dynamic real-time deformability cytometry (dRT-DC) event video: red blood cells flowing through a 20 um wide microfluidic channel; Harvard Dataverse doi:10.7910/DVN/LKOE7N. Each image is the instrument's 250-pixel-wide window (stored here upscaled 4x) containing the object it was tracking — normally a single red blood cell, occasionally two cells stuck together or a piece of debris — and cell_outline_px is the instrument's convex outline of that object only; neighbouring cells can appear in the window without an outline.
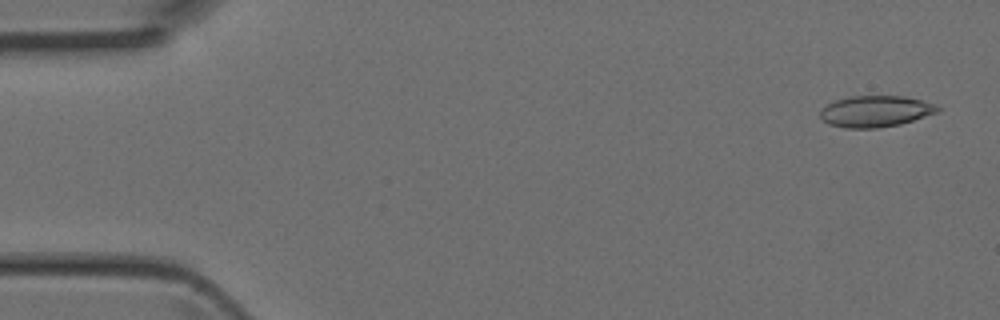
{"species": "Egyptian fruit bat (a non-hibernating species)", "species_latin": "Rousettus aegyptiacus", "temperature_condition": "room temperature", "stored_images_in_passage": 3, "camera_frame_rate_fps": 3000, "um_per_image_px": 0.085, "animal": {"sex": "female"}, "frame": {"image": 1, "passage_image": 1, "time_ms": 0.0, "image_size_px": [1000, 320], "cell_outline_px": [[940, 112], [900, 124], [876, 128], [848, 128], [828, 124], [820, 116], [820, 112], [828, 104], [836, 100], [848, 96], [904, 96], [936, 104], [940, 108]], "centroid_in_image_um": [74.45, 9.46], "position_along_channel_um": 10.6, "area_um2": 21.33}}
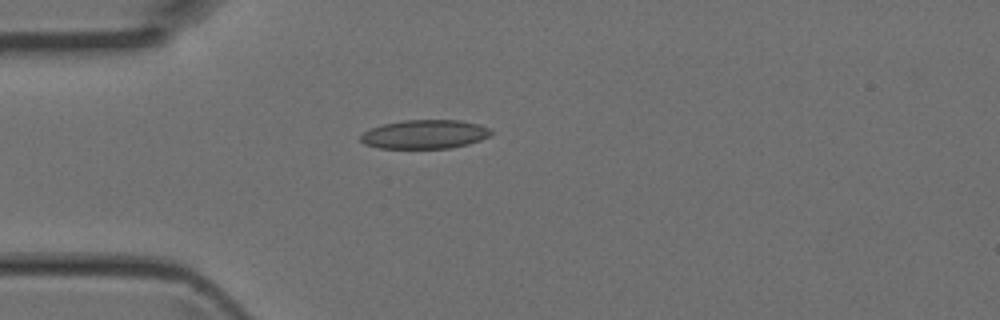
{"frame": {"image": 2, "passage_image": 3, "time_ms": 0.667, "image_size_px": [1000, 320], "cell_outline_px": [[496, 132], [480, 140], [468, 144], [448, 148], [380, 148], [364, 144], [360, 140], [360, 136], [364, 132], [372, 128], [384, 124], [404, 120], [460, 120], [480, 124], [492, 128]], "centroid_in_image_um": [36.16, 11.41], "position_along_channel_um": 48.8, "area_um2": 22.02}}